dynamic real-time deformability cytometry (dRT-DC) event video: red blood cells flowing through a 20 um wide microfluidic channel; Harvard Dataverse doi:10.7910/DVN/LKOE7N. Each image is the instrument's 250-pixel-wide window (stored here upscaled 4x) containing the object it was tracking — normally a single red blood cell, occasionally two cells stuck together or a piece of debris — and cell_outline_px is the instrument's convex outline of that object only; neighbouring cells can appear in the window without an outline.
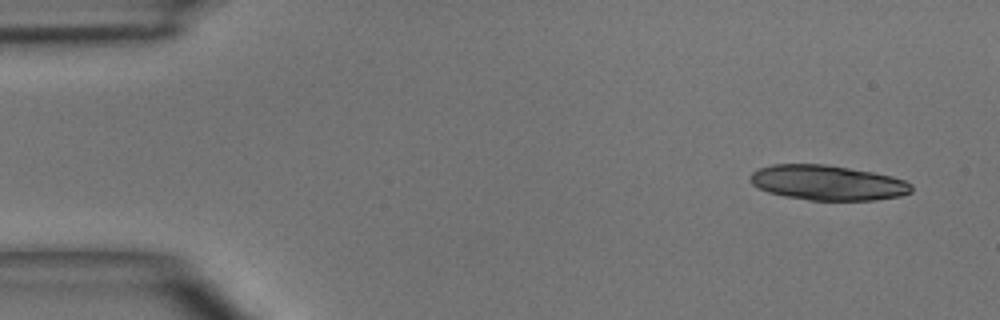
{"species": "common noctule bat (a hibernating species)", "species_latin": "Nyctalus noctula", "temperature_condition": "room temperature", "stored_images_in_passage": 5, "segment_of_instrument_passage": [2, 2], "camera_frame_rate_fps": 3000, "um_per_image_px": 0.085, "animal": {"sex": "male", "body_mass_g": 15.6}, "frame": {"image": 1, "passage_image": 5, "time_ms": 4.333, "image_size_px": [1000, 320], "cell_outline_px": [[912, 192], [900, 196], [876, 200], [808, 200], [784, 196], [768, 192], [752, 184], [752, 172], [760, 168], [772, 164], [824, 164], [872, 172], [892, 176], [904, 180], [912, 184]], "centroid_in_image_um": [70.37, 15.53], "position_along_channel_um": 14.6, "area_um2": 32.71}}